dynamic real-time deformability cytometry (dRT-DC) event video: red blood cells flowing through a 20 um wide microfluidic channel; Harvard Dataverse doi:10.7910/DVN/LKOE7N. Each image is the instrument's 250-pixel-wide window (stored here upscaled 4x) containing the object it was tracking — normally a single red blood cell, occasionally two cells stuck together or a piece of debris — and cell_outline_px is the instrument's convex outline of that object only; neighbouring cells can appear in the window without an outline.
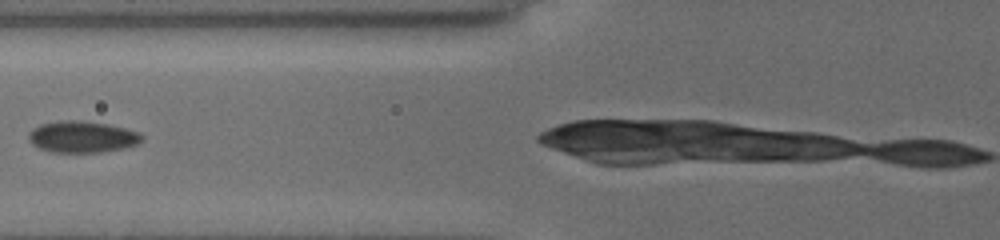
{"species": "common noctule bat (a hibernating species)", "species_latin": "Nyctalus noctula", "temperature_condition": "cold", "stored_images_in_passage": 28, "camera_frame_rate_fps": 3000, "um_per_image_px": 0.085, "animal": {"sex": "female", "body_mass_g": 19.5, "forearm_length_mm": 54.1}, "frame": {"image": 1, "passage_image": 11, "time_ms": 5.333, "image_size_px": [1000, 240], "cell_outline_px": [[144, 140], [136, 144], [124, 148], [100, 152], [52, 152], [40, 148], [32, 144], [28, 140], [28, 136], [32, 128], [40, 124], [60, 120], [80, 120], [108, 124], [124, 128], [136, 132], [144, 136]], "centroid_in_image_um": [6.96, 11.62], "position_along_channel_um": 118.8, "area_um2": 20.81}}
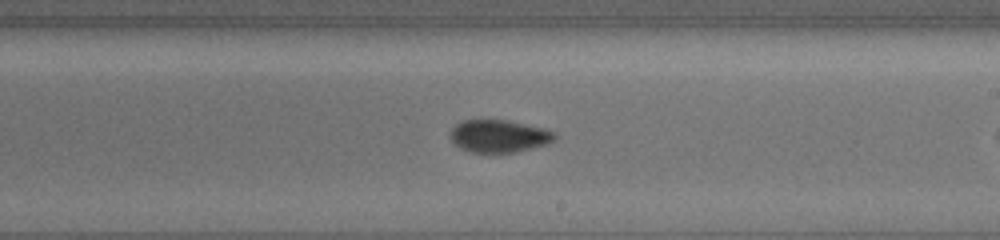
{"frame": {"image": 2, "passage_image": 17, "time_ms": 8.667, "image_size_px": [1000, 240], "cell_outline_px": [[556, 136], [548, 144], [516, 152], [468, 152], [460, 148], [448, 136], [448, 132], [456, 124], [464, 120], [508, 120], [544, 128], [556, 132]], "centroid_in_image_um": [42.39, 11.56], "position_along_channel_um": 246.6, "area_um2": 19.88}}
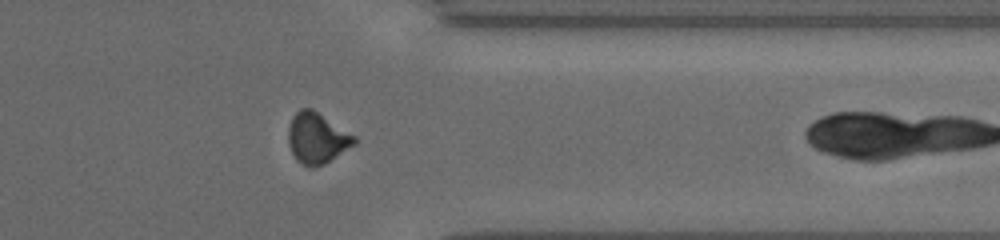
{"frame": {"image": 3, "passage_image": 24, "time_ms": 12.333, "image_size_px": [1000, 240], "cell_outline_px": [[356, 144], [324, 164], [312, 168], [308, 168], [300, 164], [296, 160], [288, 144], [288, 128], [292, 116], [300, 108], [312, 108], [356, 136]], "centroid_in_image_um": [26.93, 11.75], "position_along_channel_um": 384.5, "area_um2": 19.77}, "authors_computed_cell_mechanics": {"area_um2": 19.941, "velocity_mm_per_s": 3.8509, "shape_relaxation_time_tau1_ms": null, "shape_relaxation_time_tau2_ms": 1.9948, "deformation_change_tau1": null, "deformation_change_tau2": 0.0451}}